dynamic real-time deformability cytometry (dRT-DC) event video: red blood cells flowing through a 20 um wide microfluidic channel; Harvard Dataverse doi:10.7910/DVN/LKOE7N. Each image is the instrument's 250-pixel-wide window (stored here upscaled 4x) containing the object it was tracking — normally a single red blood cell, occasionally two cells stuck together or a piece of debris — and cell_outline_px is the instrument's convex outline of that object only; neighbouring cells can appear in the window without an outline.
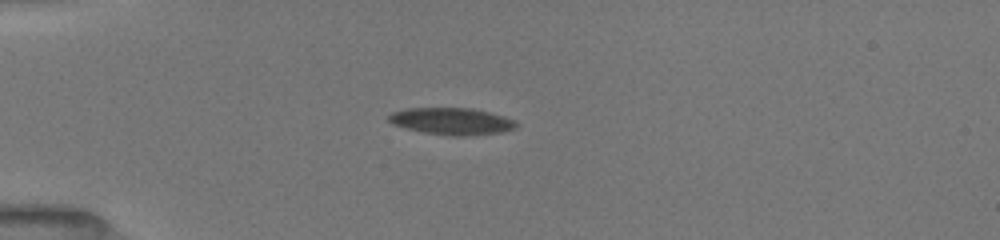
{"species": "common noctule bat (a hibernating species)", "species_latin": "Nyctalus noctula", "temperature_condition": "room temperature", "stored_images_in_passage": 2, "camera_frame_rate_fps": 3000, "um_per_image_px": 0.085, "animal": {"sex": "female", "body_mass_g": 19.5, "forearm_length_mm": 54.1}, "frame": {"image": 1, "passage_image": 1, "time_ms": 0.0, "image_size_px": [1000, 240], "cell_outline_px": [[516, 128], [500, 132], [456, 136], [452, 136], [424, 132], [392, 124], [388, 120], [388, 116], [392, 112], [408, 108], [472, 108], [488, 112], [512, 120], [516, 124]], "centroid_in_image_um": [38.33, 10.29], "position_along_channel_um": 46.7, "area_um2": 19.48}}